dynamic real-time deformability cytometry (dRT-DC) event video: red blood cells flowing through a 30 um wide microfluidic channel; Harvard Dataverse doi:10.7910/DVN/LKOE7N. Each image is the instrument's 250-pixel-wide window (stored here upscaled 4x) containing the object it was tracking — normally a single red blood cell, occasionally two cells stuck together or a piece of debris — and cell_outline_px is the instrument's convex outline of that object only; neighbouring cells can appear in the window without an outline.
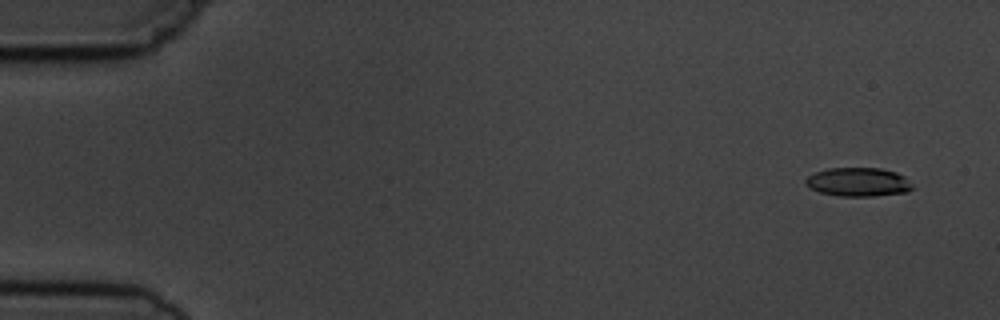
{"species": "common noctule bat (a hibernating species)", "species_latin": "Nyctalus noctula", "temperature_condition": "cold", "stored_images_in_passage": 5, "camera_frame_rate_fps": 3000, "um_per_image_px": 0.085, "animal": {"sex": "male", "body_mass_g": 19.5, "forearm_length_mm": 54.6}, "frame": {"image": 1, "passage_image": 2, "time_ms": 1.0, "image_size_px": [1000, 320], "cell_outline_px": [[916, 188], [908, 192], [872, 196], [840, 196], [820, 192], [804, 184], [804, 180], [808, 176], [816, 172], [828, 168], [880, 168], [896, 172], [904, 176]], "centroid_in_image_um": [72.98, 15.47], "position_along_channel_um": 12.0, "area_um2": 17.98}}
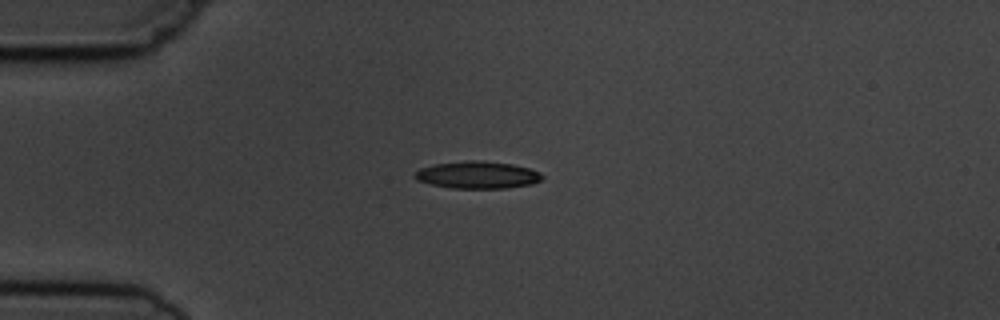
{"frame": {"image": 2, "passage_image": 5, "time_ms": 4.667, "image_size_px": [1000, 320], "cell_outline_px": [[544, 176], [540, 180], [532, 184], [508, 188], [452, 188], [432, 184], [416, 180], [412, 176], [420, 168], [436, 164], [468, 160], [480, 160], [512, 164], [528, 168], [540, 172]], "centroid_in_image_um": [40.59, 14.87], "position_along_channel_um": 44.4, "area_um2": 20.17}}